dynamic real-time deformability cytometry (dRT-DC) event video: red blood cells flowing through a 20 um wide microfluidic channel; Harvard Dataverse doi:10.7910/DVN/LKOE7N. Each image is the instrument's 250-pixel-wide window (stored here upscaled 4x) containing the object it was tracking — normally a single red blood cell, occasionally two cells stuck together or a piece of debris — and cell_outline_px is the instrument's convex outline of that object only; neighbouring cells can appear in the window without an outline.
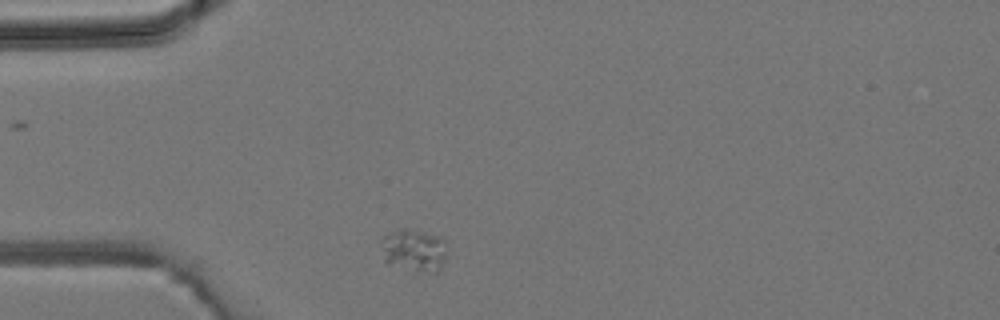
{"species": "common noctule bat (a hibernating species)", "species_latin": "Nyctalus noctula", "temperature_condition": "room temperature", "stored_images_in_passage": 27, "camera_frame_rate_fps": 3000, "um_per_image_px": 0.085, "animal": {"sex": "male", "body_mass_g": 19.2, "forearm_length_mm": 51.8}, "frame": {"image": 1, "passage_image": 1, "time_ms": 0.0, "image_size_px": [1000, 320], "cell_outline_px": [[448, 252], [440, 268], [436, 272], [412, 272], [388, 264], [384, 260], [380, 240], [380, 236], [388, 232], [404, 228], [436, 236], [444, 240], [448, 244]], "centroid_in_image_um": [35.16, 21.29], "position_along_channel_um": 49.8, "area_um2": 16.76}}